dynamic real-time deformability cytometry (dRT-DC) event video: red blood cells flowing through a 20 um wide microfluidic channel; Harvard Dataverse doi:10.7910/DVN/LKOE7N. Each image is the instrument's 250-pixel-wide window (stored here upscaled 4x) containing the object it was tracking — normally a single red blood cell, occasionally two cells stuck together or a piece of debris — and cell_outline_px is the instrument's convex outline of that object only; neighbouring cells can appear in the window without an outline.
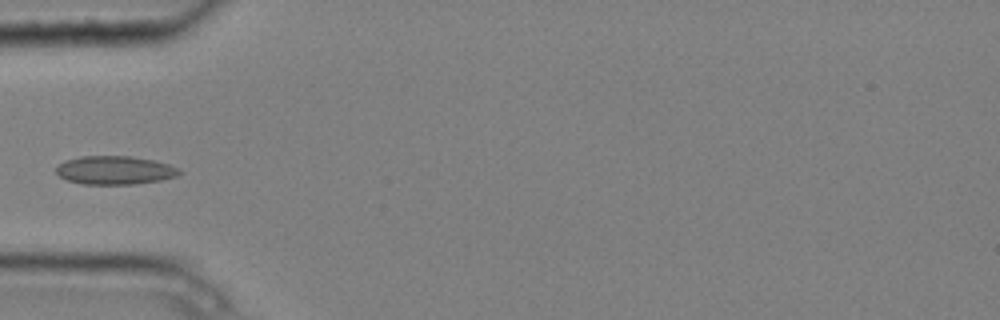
{"species": "common noctule bat (a hibernating species)", "species_latin": "Nyctalus noctula", "temperature_condition": "cold", "stored_images_in_passage": 6, "camera_frame_rate_fps": 3000, "um_per_image_px": 0.085, "animal": {"sex": "male", "body_mass_g": 20.4}, "frame": {"image": 1, "passage_image": 4, "time_ms": 1.0, "image_size_px": [1000, 320], "cell_outline_px": [[184, 172], [176, 176], [160, 180], [136, 184], [84, 184], [68, 180], [60, 176], [56, 172], [56, 164], [64, 160], [80, 156], [132, 156], [152, 160], [168, 164], [180, 168]], "centroid_in_image_um": [9.76, 14.46], "position_along_channel_um": 75.2, "area_um2": 20.58}}
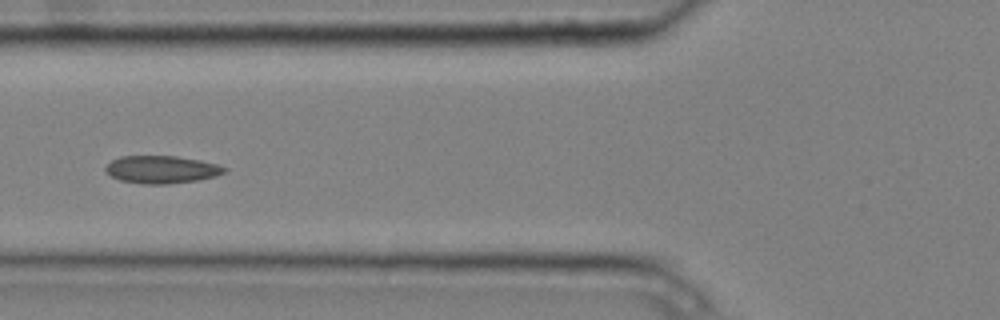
{"frame": {"image": 2, "passage_image": 5, "time_ms": 1.333, "image_size_px": [1000, 320], "cell_outline_px": [[228, 172], [216, 176], [196, 180], [168, 184], [144, 184], [120, 180], [112, 176], [104, 168], [112, 160], [120, 156], [176, 156], [200, 160], [216, 164], [228, 168]], "centroid_in_image_um": [13.77, 14.4], "position_along_channel_um": 112.0, "area_um2": 19.07}}
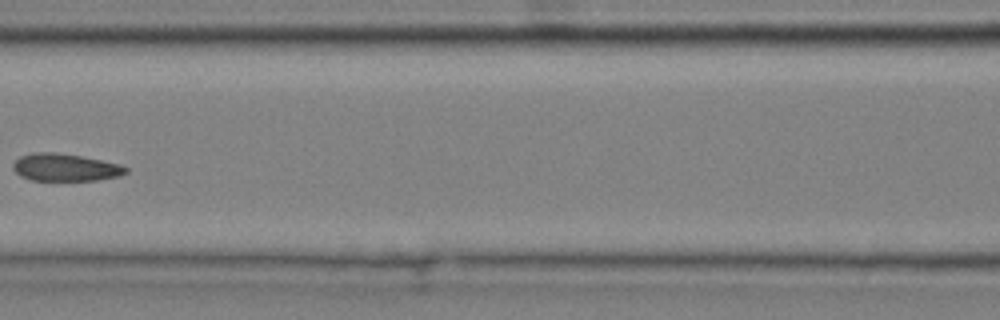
{"frame": {"image": 3, "passage_image": 6, "time_ms": 1.667, "image_size_px": [1000, 320], "cell_outline_px": [[128, 172], [120, 176], [96, 180], [32, 180], [20, 176], [12, 168], [12, 164], [20, 156], [32, 152], [56, 152], [80, 156], [120, 164], [128, 168]], "centroid_in_image_um": [5.53, 14.22], "position_along_channel_um": 161.1, "area_um2": 18.03}}